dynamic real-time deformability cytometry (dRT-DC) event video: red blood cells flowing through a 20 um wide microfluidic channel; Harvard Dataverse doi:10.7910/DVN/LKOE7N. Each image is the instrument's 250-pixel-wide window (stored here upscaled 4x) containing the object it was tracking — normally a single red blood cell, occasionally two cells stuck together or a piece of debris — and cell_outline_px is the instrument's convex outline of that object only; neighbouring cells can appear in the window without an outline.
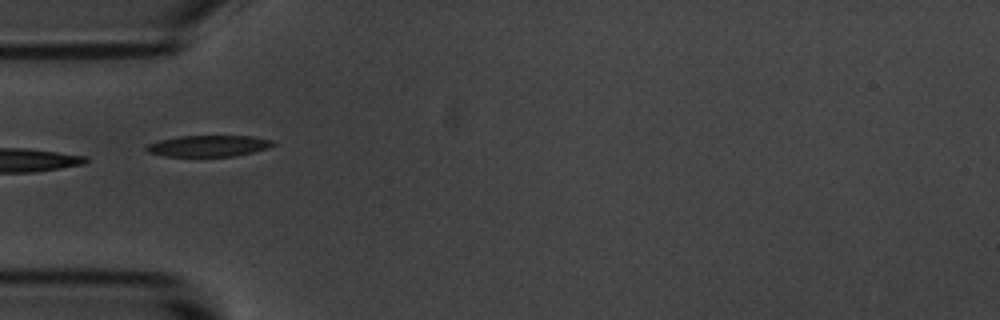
{"species": "common noctule bat (a hibernating species)", "species_latin": "Nyctalus noctula", "temperature_condition": "room temperature", "stored_images_in_passage": 4, "camera_frame_rate_fps": 3000, "um_per_image_px": 0.085, "animal": {"sex": "male", "body_mass_g": 20.1, "forearm_length_mm": 53.5}, "frame": {"image": 1, "passage_image": 4, "time_ms": 3.667, "image_size_px": [1000, 320], "cell_outline_px": [[276, 144], [268, 148], [236, 156], [164, 156], [148, 152], [144, 148], [148, 144], [160, 140], [180, 136], [252, 136], [272, 140]], "centroid_in_image_um": [17.73, 12.4], "position_along_channel_um": 67.3, "area_um2": 15.61}}